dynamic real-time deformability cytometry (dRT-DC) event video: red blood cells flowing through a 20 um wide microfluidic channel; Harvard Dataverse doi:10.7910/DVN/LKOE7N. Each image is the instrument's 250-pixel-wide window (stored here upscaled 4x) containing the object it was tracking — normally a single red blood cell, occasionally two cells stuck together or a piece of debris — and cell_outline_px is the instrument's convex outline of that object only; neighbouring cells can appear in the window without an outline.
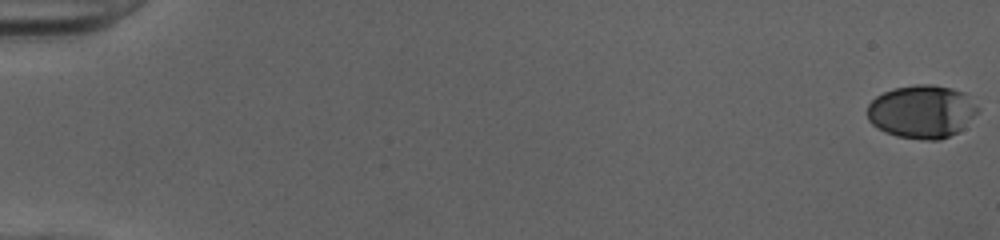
{"species": "human", "species_latin": "Homo sapiens", "temperature_condition": "cold", "stored_images_in_passage": 54, "camera_frame_rate_fps": 3000, "um_per_image_px": 0.085, "donor": {"sex": "female"}, "frame": {"image": 1, "passage_image": 1, "time_ms": 0.0, "image_size_px": [1000, 240], "cell_outline_px": [[976, 112], [956, 132], [940, 140], [924, 140], [896, 136], [884, 132], [876, 128], [868, 120], [868, 104], [876, 96], [884, 92], [896, 88], [916, 84], [932, 84], [952, 88], [964, 92], [976, 108]], "centroid_in_image_um": [78.27, 9.48], "position_along_channel_um": 6.7, "area_um2": 33.7}}
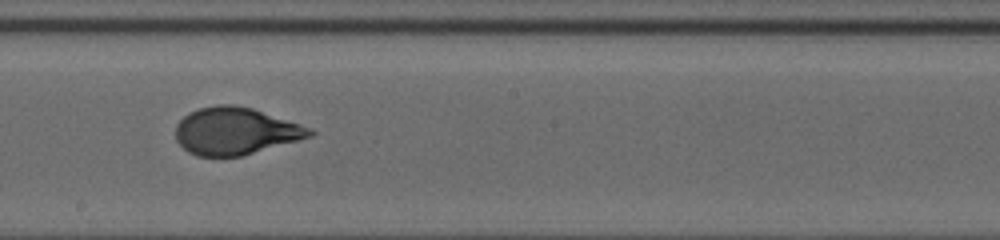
{"frame": {"image": 2, "passage_image": 32, "time_ms": 10.333, "image_size_px": [1000, 240], "cell_outline_px": [[316, 132], [312, 136], [240, 156], [196, 156], [188, 152], [176, 140], [176, 124], [188, 112], [200, 108], [216, 104], [232, 104], [252, 108], [312, 128]], "centroid_in_image_um": [19.99, 11.13], "position_along_channel_um": 228.2, "area_um2": 36.7}}
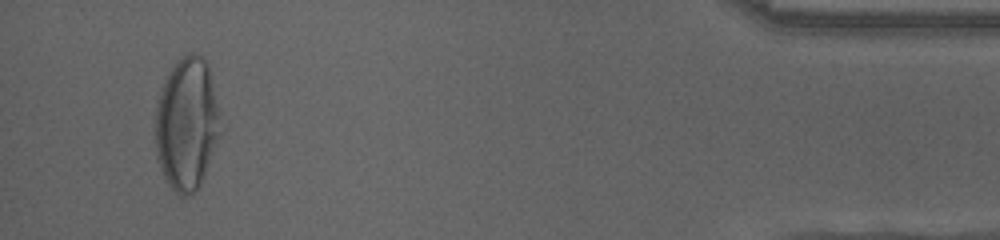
{"frame": {"image": 3, "passage_image": 51, "time_ms": 16.667, "image_size_px": [1000, 240], "cell_outline_px": [[220, 116], [216, 136], [200, 184], [196, 192], [192, 196], [180, 196], [168, 184], [164, 176], [156, 156], [156, 108], [160, 92], [168, 72], [188, 52], [196, 52], [208, 64], [220, 112]], "centroid_in_image_um": [15.85, 10.51], "position_along_channel_um": 419.4, "area_um2": 49.19}, "authors_computed_cell_mechanics": {"area_um2": 36.7608, "velocity_mm_per_s": 4.0342, "shape_relaxation_time_tau1_ms": 3.9124, "shape_relaxation_time_tau2_ms": null, "deformation_change_tau1": 0.2105, "deformation_change_tau2": null}}